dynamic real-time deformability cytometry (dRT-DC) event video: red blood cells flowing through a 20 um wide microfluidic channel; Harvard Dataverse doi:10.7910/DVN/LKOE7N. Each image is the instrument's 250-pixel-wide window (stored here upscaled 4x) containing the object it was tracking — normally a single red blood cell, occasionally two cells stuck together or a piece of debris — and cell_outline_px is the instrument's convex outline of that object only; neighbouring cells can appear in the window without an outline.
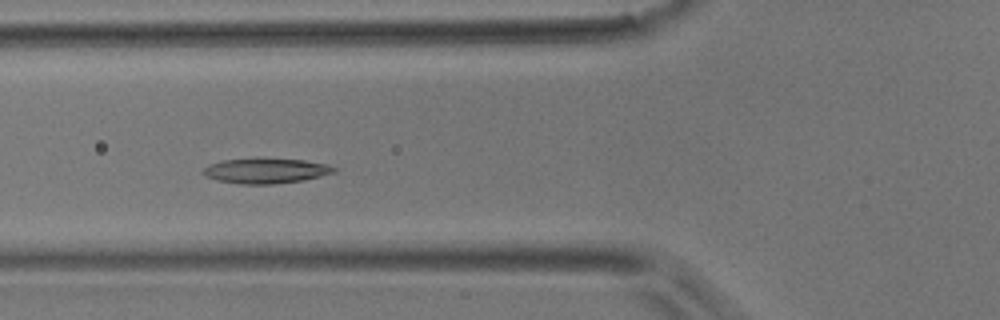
{"species": "common noctule bat (a hibernating species)", "species_latin": "Nyctalus noctula", "temperature_condition": "room temperature", "stored_images_in_passage": 4, "camera_frame_rate_fps": 3000, "um_per_image_px": 0.085, "animal": {"sex": "male", "body_mass_g": 17.9}, "frame": {"image": 1, "passage_image": 4, "time_ms": 1.0, "image_size_px": [1000, 320], "cell_outline_px": [[336, 172], [304, 180], [272, 184], [240, 184], [216, 180], [204, 176], [200, 172], [208, 164], [224, 160], [256, 156], [304, 160], [328, 164], [336, 168]], "centroid_in_image_um": [22.55, 14.48], "position_along_channel_um": 103.2, "area_um2": 19.88}}